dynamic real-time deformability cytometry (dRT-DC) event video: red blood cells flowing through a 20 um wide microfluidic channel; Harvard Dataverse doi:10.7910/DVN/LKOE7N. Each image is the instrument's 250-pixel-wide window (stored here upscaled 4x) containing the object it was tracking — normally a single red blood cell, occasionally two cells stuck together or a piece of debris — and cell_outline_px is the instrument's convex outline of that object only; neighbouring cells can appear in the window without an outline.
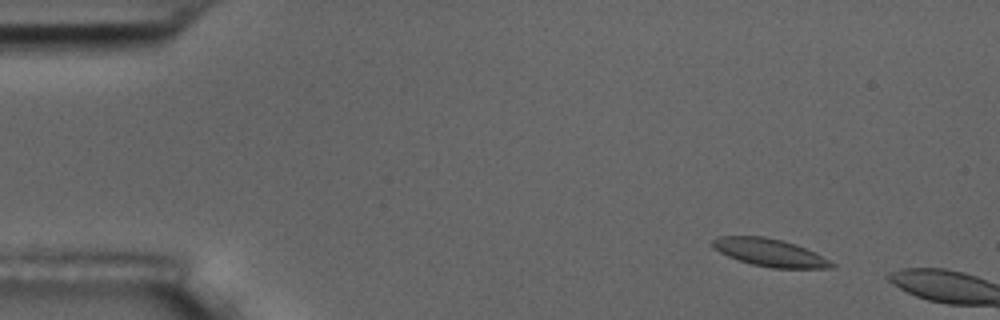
{"species": "common noctule bat (a hibernating species)", "species_latin": "Nyctalus noctula", "temperature_condition": "room temperature", "stored_images_in_passage": 3, "camera_frame_rate_fps": 3000, "um_per_image_px": 0.085, "animal": {"sex": "male", "body_mass_g": 17.5, "forearm_length_mm": 52.3}, "frame": {"image": 1, "passage_image": 1, "time_ms": 0.0, "image_size_px": [1000, 320], "cell_outline_px": [[836, 264], [832, 268], [772, 268], [752, 264], [728, 256], [712, 248], [712, 240], [720, 236], [764, 236], [796, 244], [816, 252]], "centroid_in_image_um": [65.45, 21.47], "position_along_channel_um": 19.6, "area_um2": 19.13}}